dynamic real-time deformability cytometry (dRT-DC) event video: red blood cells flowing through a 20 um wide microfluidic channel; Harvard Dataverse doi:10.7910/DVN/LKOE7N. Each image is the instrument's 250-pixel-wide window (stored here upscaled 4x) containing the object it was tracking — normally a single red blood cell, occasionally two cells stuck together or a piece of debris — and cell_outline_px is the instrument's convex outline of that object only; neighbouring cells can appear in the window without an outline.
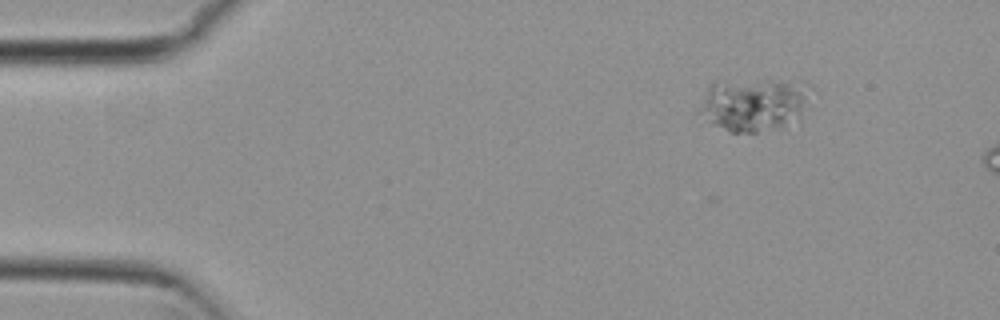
{"species": "common noctule bat (a hibernating species)", "species_latin": "Nyctalus noctula", "temperature_condition": "cold", "stored_images_in_passage": 6, "camera_frame_rate_fps": 3000, "um_per_image_px": 0.085, "animal": {"sex": "female", "body_mass_g": 29.2, "forearm_length_mm": 56.3}, "frame": {"image": 1, "passage_image": 6, "time_ms": 1.667, "image_size_px": [1000, 320], "cell_outline_px": [[812, 88], [808, 104], [800, 120], [780, 128], [756, 132], [728, 132], [712, 124], [696, 112], [708, 84], [716, 80], [776, 80], [812, 84]], "centroid_in_image_um": [64.08, 8.86], "position_along_channel_um": 20.9, "area_um2": 35.6}}